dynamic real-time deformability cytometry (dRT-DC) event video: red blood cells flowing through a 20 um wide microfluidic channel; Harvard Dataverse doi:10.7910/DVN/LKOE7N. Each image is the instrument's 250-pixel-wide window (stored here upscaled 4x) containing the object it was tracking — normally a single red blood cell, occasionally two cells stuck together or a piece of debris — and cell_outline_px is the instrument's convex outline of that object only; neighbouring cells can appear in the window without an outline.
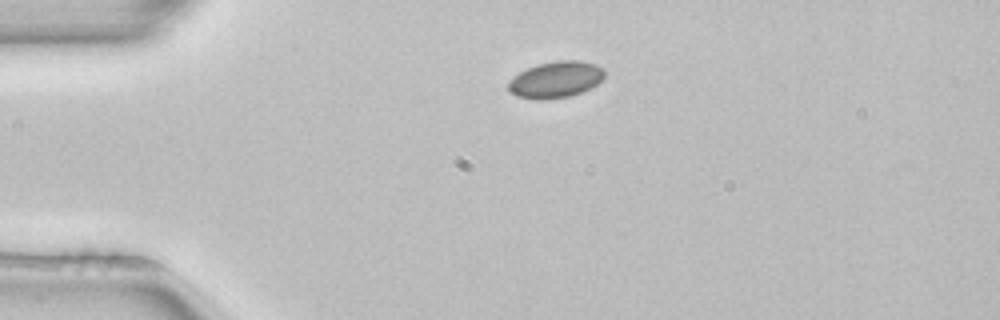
{"species": "common noctule bat (a hibernating species)", "species_latin": "Nyctalus noctula", "temperature_condition": "room temperature", "stored_images_in_passage": 41, "camera_frame_rate_fps": 3000, "um_per_image_px": 0.085, "animal": {"sex": "female", "body_mass_g": 22.7, "forearm_length_mm": 54.2}, "frame": {"image": 1, "passage_image": 1, "time_ms": 0.0, "image_size_px": [1000, 320], "cell_outline_px": [[604, 76], [596, 84], [580, 92], [568, 96], [544, 100], [536, 100], [516, 96], [508, 92], [508, 80], [520, 72], [528, 68], [540, 64], [560, 60], [580, 60], [596, 64], [604, 72]], "centroid_in_image_um": [47.18, 6.77], "position_along_channel_um": 37.8, "area_um2": 20.23}}
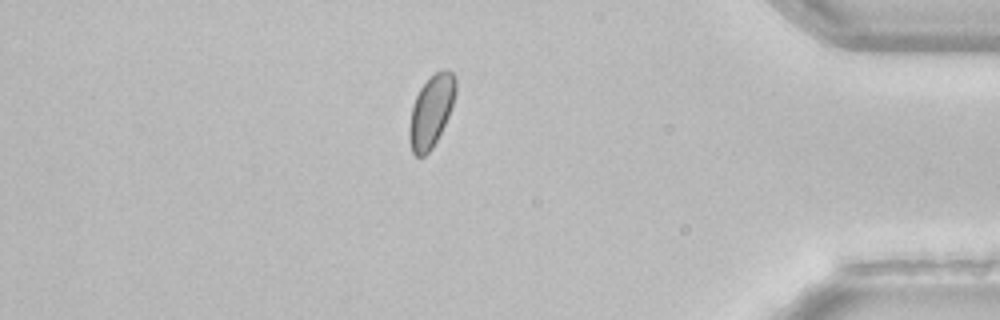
{"frame": {"image": 2, "passage_image": 34, "time_ms": 11.0, "image_size_px": [1000, 320], "cell_outline_px": [[456, 92], [448, 116], [432, 148], [424, 156], [416, 156], [412, 152], [408, 136], [408, 128], [412, 104], [420, 88], [436, 72], [444, 68], [448, 68], [452, 72], [456, 80]], "centroid_in_image_um": [36.63, 9.44], "position_along_channel_um": 398.6, "area_um2": 19.31}}
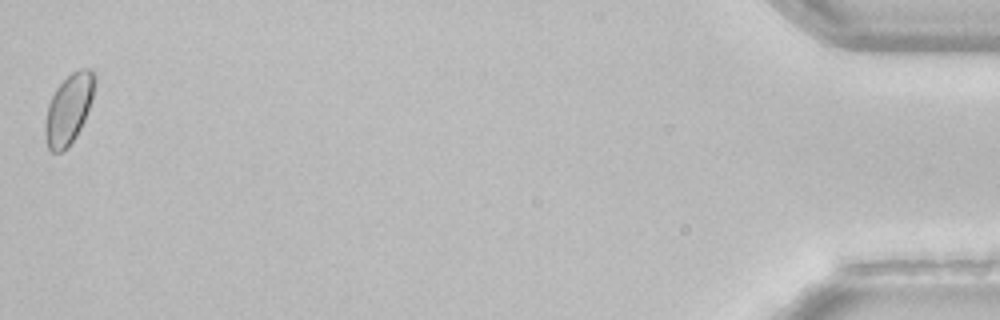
{"frame": {"image": 3, "passage_image": 41, "time_ms": 13.333, "image_size_px": [1000, 320], "cell_outline_px": [[96, 80], [92, 96], [84, 120], [76, 136], [68, 148], [64, 152], [52, 152], [48, 148], [44, 136], [44, 120], [48, 104], [56, 88], [72, 72], [80, 68], [88, 68], [96, 72]], "centroid_in_image_um": [5.82, 9.28], "position_along_channel_um": 429.4, "area_um2": 20.29}}